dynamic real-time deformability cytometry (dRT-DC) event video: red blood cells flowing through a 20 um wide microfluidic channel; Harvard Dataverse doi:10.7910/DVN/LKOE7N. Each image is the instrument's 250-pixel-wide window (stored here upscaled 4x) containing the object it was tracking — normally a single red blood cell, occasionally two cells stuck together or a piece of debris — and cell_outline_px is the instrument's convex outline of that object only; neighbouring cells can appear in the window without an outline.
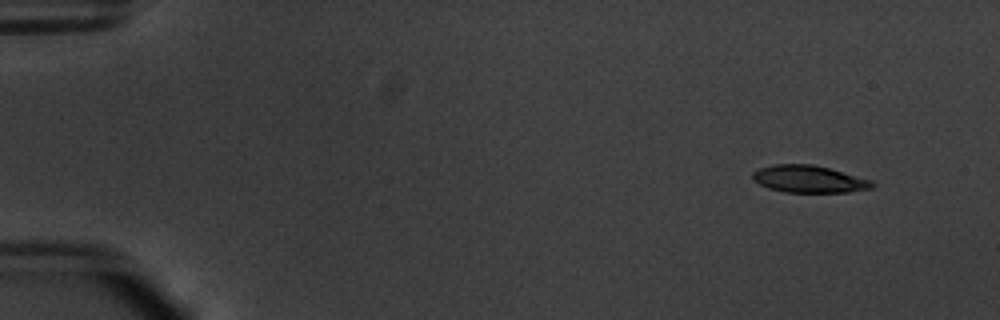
{"species": "common noctule bat (a hibernating species)", "species_latin": "Nyctalus noctula", "temperature_condition": "warm", "stored_images_in_passage": 50, "camera_frame_rate_fps": 3000, "um_per_image_px": 0.085, "animal": {"sex": "male", "body_mass_g": 20.1, "forearm_length_mm": 53.5}, "frame": {"image": 1, "passage_image": 1, "time_ms": 0.0, "image_size_px": [1000, 320], "cell_outline_px": [[876, 184], [872, 188], [848, 192], [784, 192], [768, 188], [752, 180], [752, 172], [760, 168], [772, 164], [812, 164], [828, 168], [872, 180]], "centroid_in_image_um": [68.74, 15.22], "position_along_channel_um": 16.3, "area_um2": 18.96}}
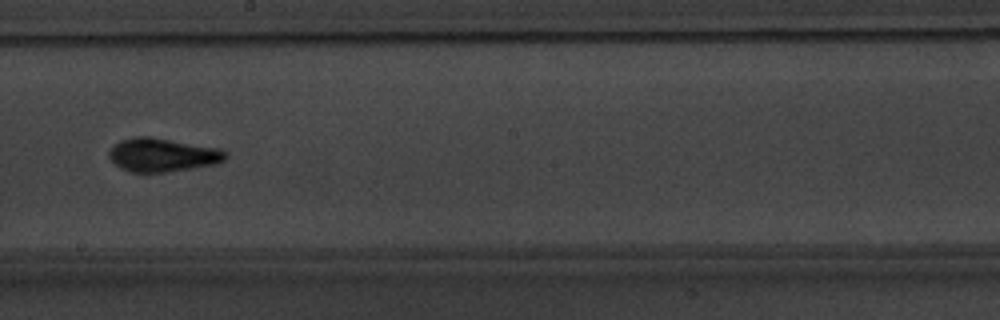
{"frame": {"image": 2, "passage_image": 28, "time_ms": 9.0, "image_size_px": [1000, 320], "cell_outline_px": [[228, 156], [224, 160], [216, 164], [168, 172], [132, 172], [120, 168], [108, 156], [108, 152], [112, 144], [120, 140], [136, 136], [148, 136], [220, 148], [228, 152]], "centroid_in_image_um": [13.81, 13.16], "position_along_channel_um": 234.4, "area_um2": 22.95}}
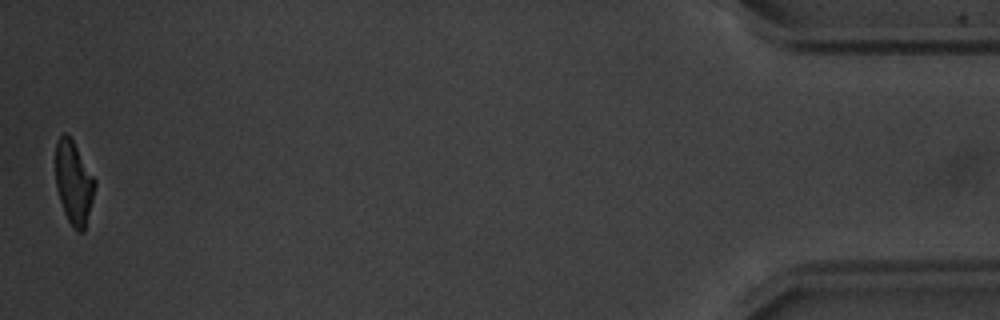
{"frame": {"image": 3, "passage_image": 50, "time_ms": 16.333, "image_size_px": [1000, 320], "cell_outline_px": [[96, 184], [84, 232], [76, 232], [72, 228], [64, 212], [56, 188], [56, 144], [60, 136], [64, 132], [72, 140], [96, 180]], "centroid_in_image_um": [6.27, 15.57], "position_along_channel_um": 428.9, "area_um2": 18.84}, "authors_computed_cell_mechanics": {"area_um2": 20.7213, "velocity_mm_per_s": 3.8018, "shape_relaxation_time_tau1_ms": 3.6559, "shape_relaxation_time_tau2_ms": 2.3289, "deformation_change_tau1": 0.1753, "deformation_change_tau2": 0.1026}}